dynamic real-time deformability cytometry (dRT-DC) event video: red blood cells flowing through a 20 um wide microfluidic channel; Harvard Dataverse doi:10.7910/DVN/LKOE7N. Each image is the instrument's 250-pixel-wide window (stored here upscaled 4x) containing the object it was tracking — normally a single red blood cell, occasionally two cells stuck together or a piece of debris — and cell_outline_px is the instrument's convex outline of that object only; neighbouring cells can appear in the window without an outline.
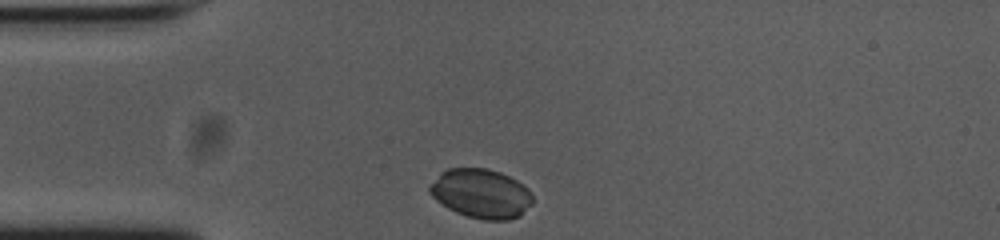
{"species": "common noctule bat (a hibernating species)", "species_latin": "Nyctalus noctula", "temperature_condition": "cold", "stored_images_in_passage": 31, "camera_frame_rate_fps": 3000, "um_per_image_px": 0.085, "animal": {"sex": "female", "body_mass_g": 23.0, "forearm_length_mm": 53.4}, "frame": {"image": 1, "passage_image": 1, "time_ms": 0.0, "image_size_px": [1000, 240], "cell_outline_px": [[532, 204], [520, 216], [508, 220], [484, 220], [468, 216], [456, 212], [448, 208], [436, 200], [428, 192], [428, 188], [440, 172], [448, 168], [488, 168], [500, 172], [516, 180], [528, 188], [532, 196]], "centroid_in_image_um": [40.89, 16.45], "position_along_channel_um": 44.1, "area_um2": 29.59}}
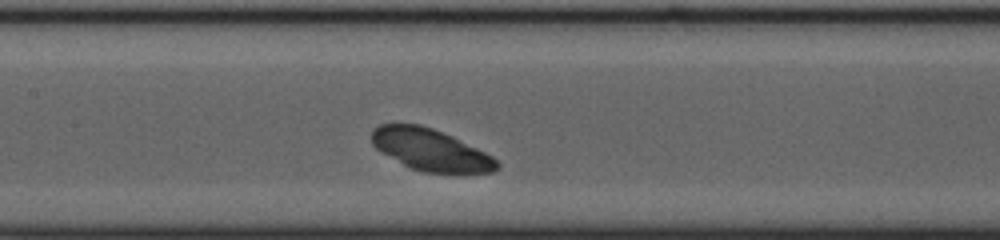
{"frame": {"image": 2, "passage_image": 13, "time_ms": 4.0, "image_size_px": [1000, 240], "cell_outline_px": [[500, 168], [492, 172], [460, 176], [424, 172], [412, 168], [380, 152], [372, 144], [372, 132], [380, 124], [420, 124], [432, 128], [452, 136], [492, 156], [500, 164]], "centroid_in_image_um": [36.67, 12.79], "position_along_channel_um": 170.7, "area_um2": 30.92}}
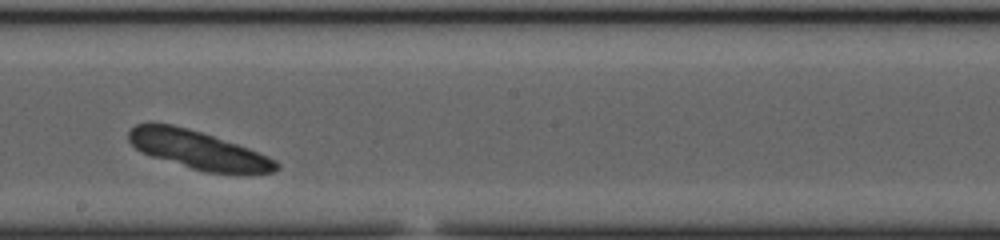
{"frame": {"image": 3, "passage_image": 18, "time_ms": 5.667, "image_size_px": [1000, 240], "cell_outline_px": [[280, 168], [276, 172], [248, 176], [208, 172], [192, 168], [152, 156], [140, 152], [128, 140], [128, 132], [136, 124], [172, 124], [200, 132], [248, 148], [268, 156], [276, 160], [280, 164]], "centroid_in_image_um": [16.95, 12.8], "position_along_channel_um": 231.2, "area_um2": 33.0}}